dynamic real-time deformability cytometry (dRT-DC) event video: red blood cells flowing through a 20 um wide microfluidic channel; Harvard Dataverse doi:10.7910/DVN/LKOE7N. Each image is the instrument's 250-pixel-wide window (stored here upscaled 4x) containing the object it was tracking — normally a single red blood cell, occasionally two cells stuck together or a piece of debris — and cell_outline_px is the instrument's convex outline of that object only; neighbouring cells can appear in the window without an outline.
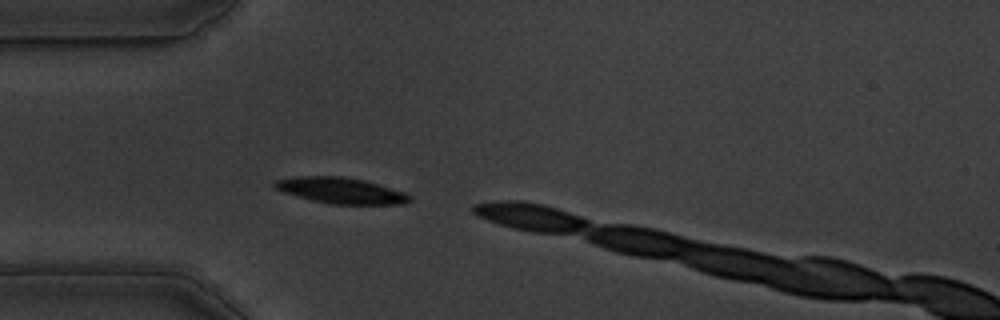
{"species": "common noctule bat (a hibernating species)", "species_latin": "Nyctalus noctula", "temperature_condition": "warm", "stored_images_in_passage": 5, "camera_frame_rate_fps": 3000, "um_per_image_px": 0.085, "animal": {"sex": "male", "body_mass_g": 19.5, "forearm_length_mm": 54.6}, "frame": {"image": 1, "passage_image": 2, "time_ms": 0.333, "image_size_px": [1000, 320], "cell_outline_px": [[412, 200], [404, 204], [332, 204], [312, 200], [284, 192], [276, 188], [272, 184], [276, 180], [300, 176], [340, 176], [364, 180], [404, 192], [412, 196]], "centroid_in_image_um": [29.01, 16.2], "position_along_channel_um": 56.0, "area_um2": 20.17}}